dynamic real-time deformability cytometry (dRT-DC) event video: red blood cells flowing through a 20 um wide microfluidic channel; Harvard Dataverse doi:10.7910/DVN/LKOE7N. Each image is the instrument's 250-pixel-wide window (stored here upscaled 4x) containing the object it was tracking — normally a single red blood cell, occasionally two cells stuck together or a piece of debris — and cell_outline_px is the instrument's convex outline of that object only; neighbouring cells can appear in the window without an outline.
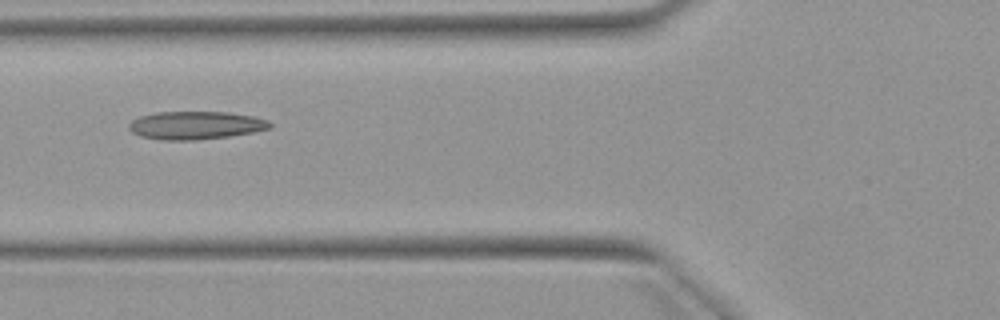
{"species": "Egyptian fruit bat (a non-hibernating species)", "species_latin": "Rousettus aegyptiacus", "temperature_condition": "warm", "stored_images_in_passage": 6, "camera_frame_rate_fps": 3000, "um_per_image_px": 0.085, "animal": {"sex": "female"}, "frame": {"image": 1, "passage_image": 6, "time_ms": 6.333, "image_size_px": [1000, 320], "cell_outline_px": [[272, 128], [252, 132], [228, 136], [192, 140], [160, 140], [140, 136], [132, 132], [128, 128], [128, 124], [132, 120], [140, 116], [156, 112], [228, 112], [252, 116], [268, 120], [272, 124]], "centroid_in_image_um": [16.61, 10.65], "position_along_channel_um": 109.2, "area_um2": 23.0}}